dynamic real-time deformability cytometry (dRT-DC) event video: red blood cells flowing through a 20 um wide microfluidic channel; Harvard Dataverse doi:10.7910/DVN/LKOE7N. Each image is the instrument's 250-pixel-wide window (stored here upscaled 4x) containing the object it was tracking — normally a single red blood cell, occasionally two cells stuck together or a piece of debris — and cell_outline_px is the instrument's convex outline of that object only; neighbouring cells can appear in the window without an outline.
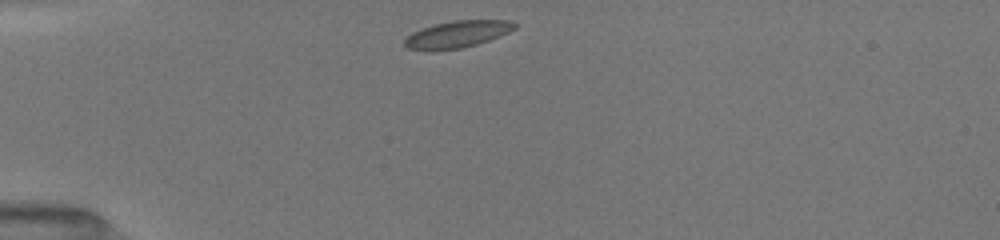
{"species": "common noctule bat (a hibernating species)", "species_latin": "Nyctalus noctula", "temperature_condition": "room temperature", "stored_images_in_passage": 38, "camera_frame_rate_fps": 3000, "um_per_image_px": 0.085, "animal": {"sex": "female", "body_mass_g": 19.5, "forearm_length_mm": 54.1}, "frame": {"image": 1, "passage_image": 1, "time_ms": 0.0, "image_size_px": [1000, 240], "cell_outline_px": [[516, 28], [508, 32], [488, 40], [476, 44], [460, 48], [428, 52], [408, 48], [404, 44], [404, 40], [412, 32], [436, 24], [452, 20], [508, 20], [516, 24]], "centroid_in_image_um": [38.83, 2.92], "position_along_channel_um": 46.2, "area_um2": 17.17}}
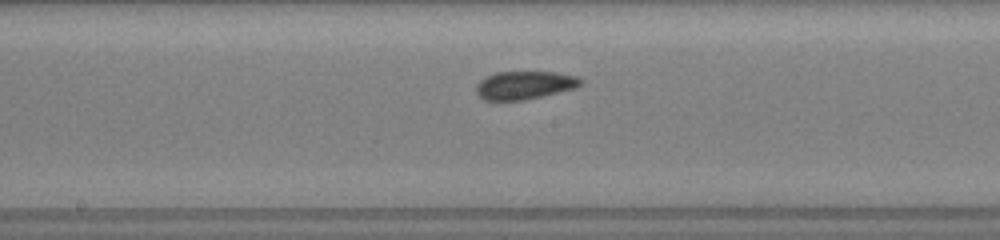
{"frame": {"image": 2, "passage_image": 15, "time_ms": 4.667, "image_size_px": [1000, 240], "cell_outline_px": [[584, 84], [576, 88], [524, 100], [484, 100], [476, 92], [476, 84], [480, 80], [496, 72], [556, 72], [576, 76], [584, 80]], "centroid_in_image_um": [44.62, 7.23], "position_along_channel_um": 203.6, "area_um2": 17.17}}
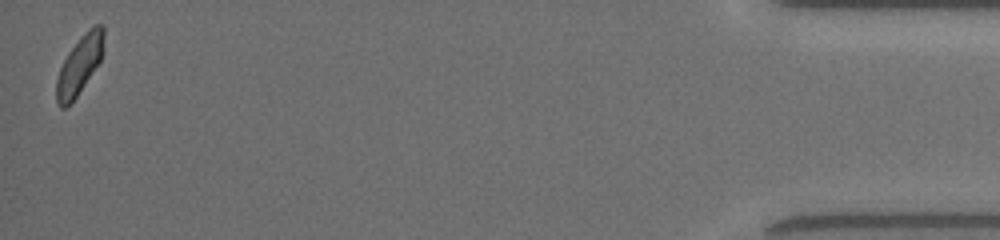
{"frame": {"image": 3, "passage_image": 38, "time_ms": 12.333, "image_size_px": [1000, 240], "cell_outline_px": [[104, 48], [100, 60], [76, 96], [64, 108], [60, 108], [56, 104], [56, 80], [60, 68], [68, 52], [88, 28], [96, 24], [104, 24]], "centroid_in_image_um": [6.76, 5.49], "position_along_channel_um": 428.4, "area_um2": 15.84}, "authors_computed_cell_mechanics": {"area_um2": 16.9932, "velocity_mm_per_s": 3.9918, "shape_relaxation_time_tau1_ms": 2.3505, "shape_relaxation_time_tau2_ms": 2.2579, "deformation_change_tau1": 0.0855, "deformation_change_tau2": 0.0524}}